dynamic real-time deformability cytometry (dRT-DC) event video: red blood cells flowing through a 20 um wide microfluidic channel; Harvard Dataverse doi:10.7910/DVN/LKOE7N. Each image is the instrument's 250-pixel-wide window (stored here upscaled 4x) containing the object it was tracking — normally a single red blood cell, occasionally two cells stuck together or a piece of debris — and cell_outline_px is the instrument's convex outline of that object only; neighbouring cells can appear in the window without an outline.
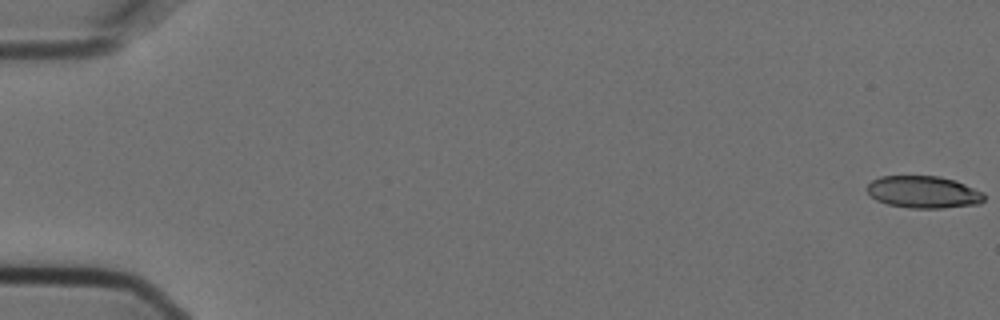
{"species": "Egyptian fruit bat (a non-hibernating species)", "species_latin": "Rousettus aegyptiacus", "temperature_condition": "cold", "stored_images_in_passage": 16, "camera_frame_rate_fps": 3000, "um_per_image_px": 0.085, "animal": {"sex": "female"}, "frame": {"image": 1, "passage_image": 1, "time_ms": 0.0, "image_size_px": [1000, 320], "cell_outline_px": [[984, 200], [980, 204], [944, 208], [908, 208], [888, 204], [876, 200], [864, 188], [872, 180], [880, 176], [940, 176], [956, 180], [984, 192]], "centroid_in_image_um": [78.51, 16.32], "position_along_channel_um": 6.5, "area_um2": 22.2}}